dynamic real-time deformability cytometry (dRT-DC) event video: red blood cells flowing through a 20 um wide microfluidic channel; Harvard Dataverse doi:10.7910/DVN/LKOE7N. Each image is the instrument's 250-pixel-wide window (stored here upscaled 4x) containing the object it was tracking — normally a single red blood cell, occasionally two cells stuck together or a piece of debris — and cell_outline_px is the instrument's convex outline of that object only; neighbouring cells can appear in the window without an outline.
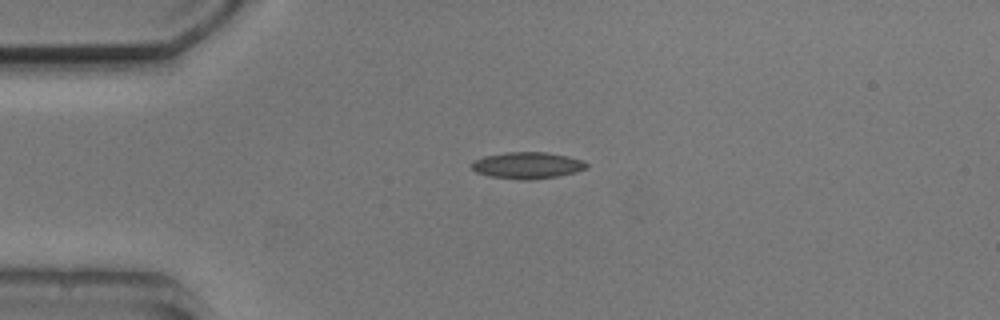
{"species": "common noctule bat (a hibernating species)", "species_latin": "Nyctalus noctula", "temperature_condition": "cold", "stored_images_in_passage": 5, "camera_frame_rate_fps": 3000, "um_per_image_px": 0.085, "animal": {"sex": "male", "body_mass_g": 20.5, "forearm_length_mm": 52.5}, "frame": {"image": 1, "passage_image": 1, "time_ms": 0.0, "image_size_px": [1000, 320], "cell_outline_px": [[588, 168], [576, 172], [556, 176], [532, 180], [520, 180], [488, 176], [476, 172], [472, 168], [472, 164], [476, 160], [484, 156], [508, 152], [548, 152], [568, 156], [584, 160], [588, 164]], "centroid_in_image_um": [44.87, 14.06], "position_along_channel_um": 40.1, "area_um2": 17.86}}
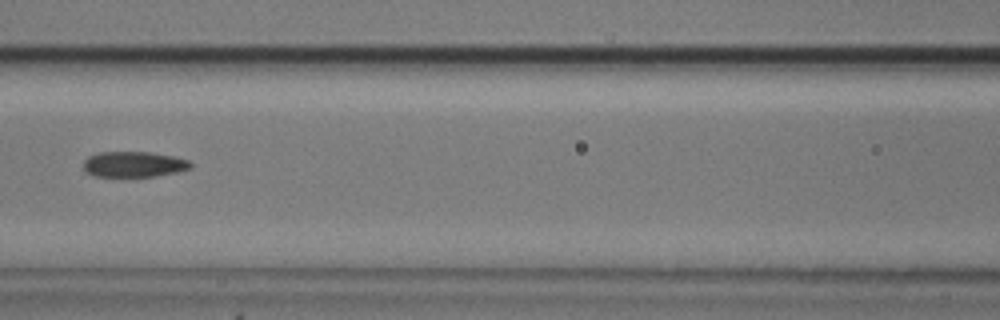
{"frame": {"image": 2, "passage_image": 4, "time_ms": 3.667, "image_size_px": [1000, 320], "cell_outline_px": [[192, 168], [176, 172], [152, 176], [96, 176], [84, 172], [84, 160], [88, 156], [100, 152], [152, 152], [172, 156], [188, 160], [192, 164]], "centroid_in_image_um": [11.36, 13.96], "position_along_channel_um": 155.2, "area_um2": 15.9}}